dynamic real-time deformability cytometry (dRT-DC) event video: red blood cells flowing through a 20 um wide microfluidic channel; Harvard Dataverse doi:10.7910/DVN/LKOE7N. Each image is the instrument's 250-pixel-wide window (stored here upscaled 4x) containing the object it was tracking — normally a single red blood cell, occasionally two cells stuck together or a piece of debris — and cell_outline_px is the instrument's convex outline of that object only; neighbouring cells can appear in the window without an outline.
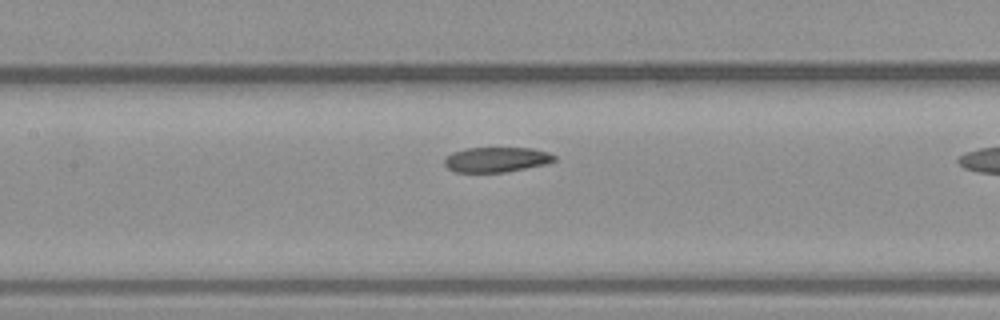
{"species": "common noctule bat (a hibernating species)", "species_latin": "Nyctalus noctula", "temperature_condition": "warm", "stored_images_in_passage": 23, "camera_frame_rate_fps": 3000, "um_per_image_px": 0.085, "animal": {"sex": "male", "body_mass_g": 23.1, "forearm_length_mm": 52.7}, "frame": {"image": 1, "passage_image": 17, "time_ms": 5.333, "image_size_px": [1000, 320], "cell_outline_px": [[556, 160], [544, 164], [504, 172], [456, 172], [448, 168], [444, 164], [444, 160], [452, 152], [468, 148], [532, 148], [548, 152], [556, 156]], "centroid_in_image_um": [42.19, 13.56], "position_along_channel_um": 165.2, "area_um2": 15.84}}